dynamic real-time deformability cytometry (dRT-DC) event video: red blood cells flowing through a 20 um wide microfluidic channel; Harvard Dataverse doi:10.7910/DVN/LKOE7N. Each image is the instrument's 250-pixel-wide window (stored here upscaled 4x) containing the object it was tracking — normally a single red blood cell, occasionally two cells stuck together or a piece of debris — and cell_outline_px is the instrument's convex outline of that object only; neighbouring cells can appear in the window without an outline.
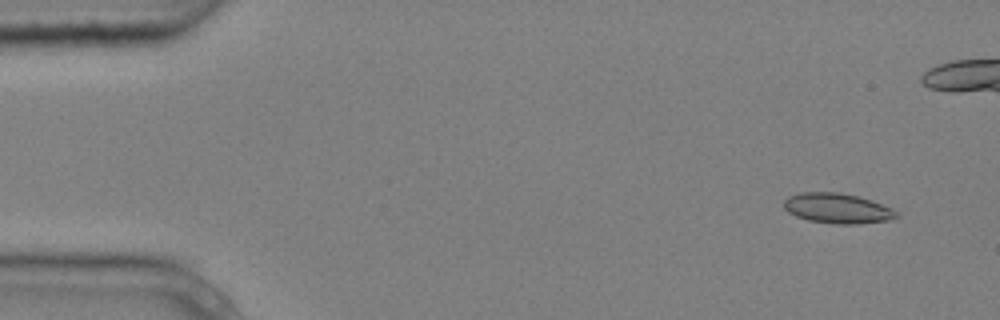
{"species": "common noctule bat (a hibernating species)", "species_latin": "Nyctalus noctula", "temperature_condition": "cold", "stored_images_in_passage": 5, "camera_frame_rate_fps": 3000, "um_per_image_px": 0.085, "animal": {"sex": "male", "body_mass_g": 20.4}, "frame": {"image": 1, "passage_image": 1, "time_ms": 0.0, "image_size_px": [1000, 320], "cell_outline_px": [[900, 216], [888, 220], [856, 224], [836, 224], [808, 220], [796, 216], [788, 212], [784, 208], [784, 200], [788, 196], [800, 192], [840, 192], [856, 196], [892, 208]], "centroid_in_image_um": [71.14, 17.71], "position_along_channel_um": 13.9, "area_um2": 19.59}}